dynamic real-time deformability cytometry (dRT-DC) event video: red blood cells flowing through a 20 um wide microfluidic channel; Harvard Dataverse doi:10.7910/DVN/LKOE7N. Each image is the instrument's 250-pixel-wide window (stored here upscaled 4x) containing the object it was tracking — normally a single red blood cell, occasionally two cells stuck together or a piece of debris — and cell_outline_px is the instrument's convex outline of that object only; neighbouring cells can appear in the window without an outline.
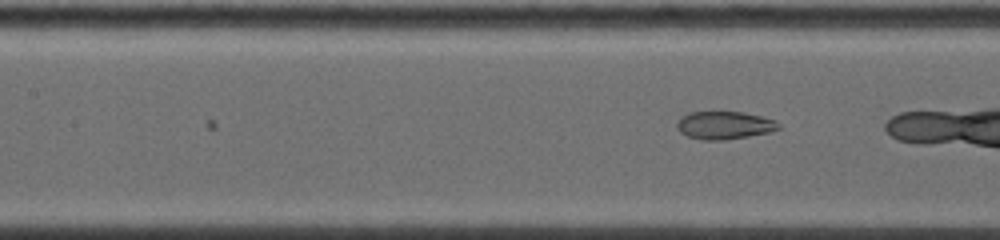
{"species": "common noctule bat (a hibernating species)", "species_latin": "Nyctalus noctula", "temperature_condition": "warm", "stored_images_in_passage": 6, "camera_frame_rate_fps": 5000, "um_per_image_px": 0.085, "animal": {"sex": "female", "body_mass_g": 19.0, "forearm_length_mm": 53.3}, "frame": {"image": 1, "passage_image": 6, "time_ms": 1.2, "image_size_px": [1000, 240], "cell_outline_px": [[780, 128], [768, 132], [744, 136], [716, 140], [704, 140], [688, 136], [680, 132], [676, 124], [684, 116], [692, 112], [740, 112], [760, 116], [772, 120], [780, 124]], "centroid_in_image_um": [61.55, 10.64], "position_along_channel_um": 145.8, "area_um2": 15.84}}